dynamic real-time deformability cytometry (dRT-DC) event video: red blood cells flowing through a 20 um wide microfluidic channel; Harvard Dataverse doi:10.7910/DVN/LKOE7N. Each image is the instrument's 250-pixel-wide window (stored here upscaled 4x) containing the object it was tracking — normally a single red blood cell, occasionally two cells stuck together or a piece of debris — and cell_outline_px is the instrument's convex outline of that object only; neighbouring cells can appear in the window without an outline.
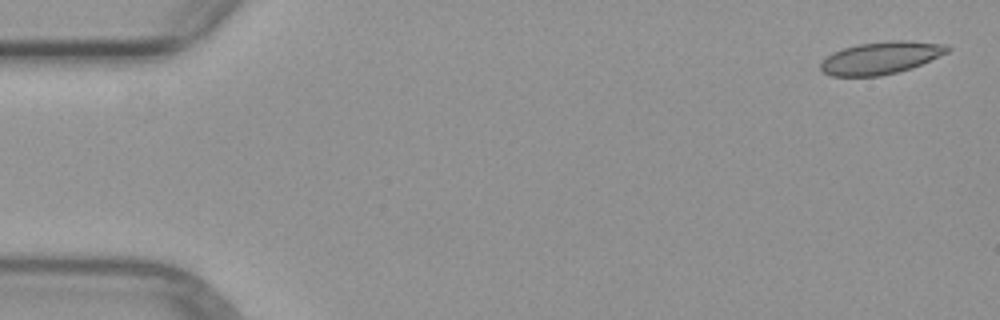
{"species": "common noctule bat (a hibernating species)", "species_latin": "Nyctalus noctula", "temperature_condition": "warm", "stored_images_in_passage": 6, "camera_frame_rate_fps": 3000, "um_per_image_px": 0.085, "animal": {"sex": "female", "body_mass_g": 29.2, "forearm_length_mm": 56.3}, "frame": {"image": 1, "passage_image": 1, "time_ms": 0.0, "image_size_px": [1000, 320], "cell_outline_px": [[952, 48], [948, 52], [912, 68], [880, 76], [832, 76], [824, 72], [820, 68], [820, 64], [832, 52], [844, 48], [860, 44], [888, 40], [908, 40], [948, 44]], "centroid_in_image_um": [74.91, 4.9], "position_along_channel_um": 10.1, "area_um2": 23.93}}
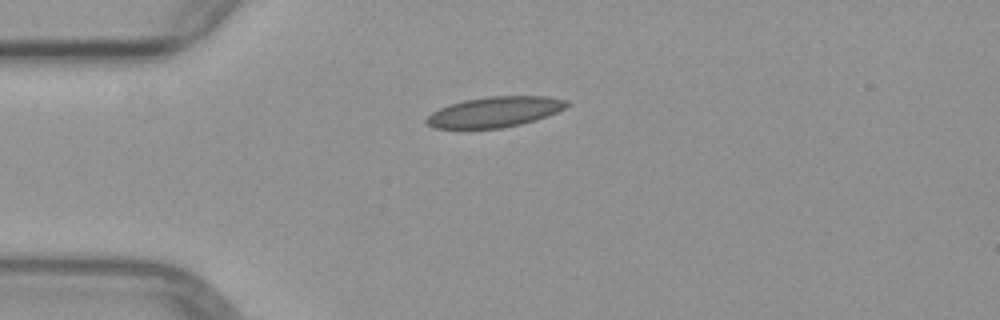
{"frame": {"image": 2, "passage_image": 4, "time_ms": 3.667, "image_size_px": [1000, 320], "cell_outline_px": [[568, 104], [564, 108], [548, 116], [536, 120], [520, 124], [500, 128], [436, 128], [428, 124], [424, 120], [432, 112], [448, 104], [464, 100], [488, 96], [548, 96], [568, 100]], "centroid_in_image_um": [42.06, 9.5], "position_along_channel_um": 42.9, "area_um2": 24.8}}
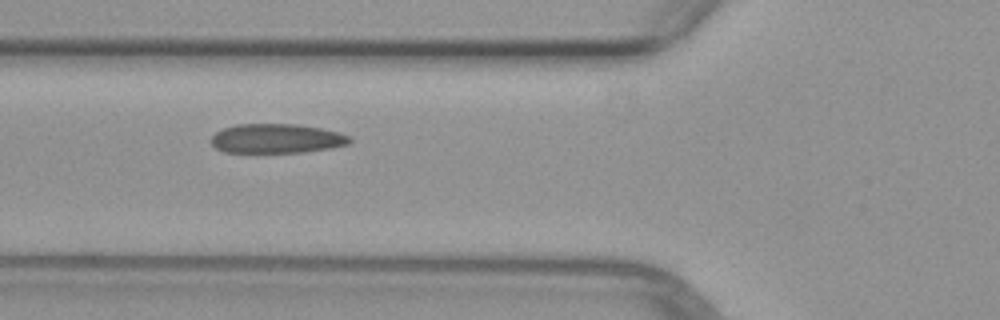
{"frame": {"image": 3, "passage_image": 6, "time_ms": 5.667, "image_size_px": [1000, 320], "cell_outline_px": [[352, 140], [348, 144], [328, 148], [304, 152], [224, 152], [216, 148], [212, 144], [212, 136], [216, 132], [224, 128], [236, 124], [296, 124], [320, 128], [340, 132], [352, 136]], "centroid_in_image_um": [23.53, 11.77], "position_along_channel_um": 102.3, "area_um2": 23.64}}